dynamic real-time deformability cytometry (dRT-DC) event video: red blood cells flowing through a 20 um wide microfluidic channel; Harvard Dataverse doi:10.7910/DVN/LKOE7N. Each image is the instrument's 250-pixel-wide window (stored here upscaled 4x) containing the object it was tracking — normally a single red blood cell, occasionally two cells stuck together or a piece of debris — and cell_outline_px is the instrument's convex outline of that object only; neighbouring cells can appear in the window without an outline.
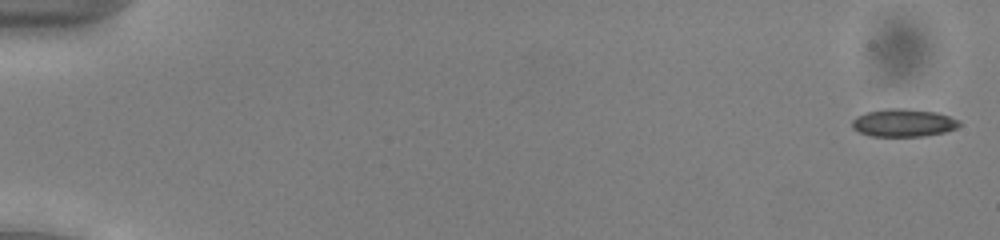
{"species": "common noctule bat (a hibernating species)", "species_latin": "Nyctalus noctula", "temperature_condition": "cold", "stored_images_in_passage": 54, "camera_frame_rate_fps": 3000, "um_per_image_px": 0.085, "animal": {"sex": "male", "body_mass_g": 13.0, "forearm_length_mm": 53.1}, "frame": {"image": 1, "passage_image": 2, "time_ms": 0.333, "image_size_px": [1000, 240], "cell_outline_px": [[960, 124], [956, 128], [944, 132], [924, 136], [872, 136], [860, 132], [852, 128], [852, 120], [856, 116], [868, 112], [884, 108], [904, 108], [936, 112], [960, 120]], "centroid_in_image_um": [76.78, 10.43], "position_along_channel_um": 8.2, "area_um2": 17.34}}
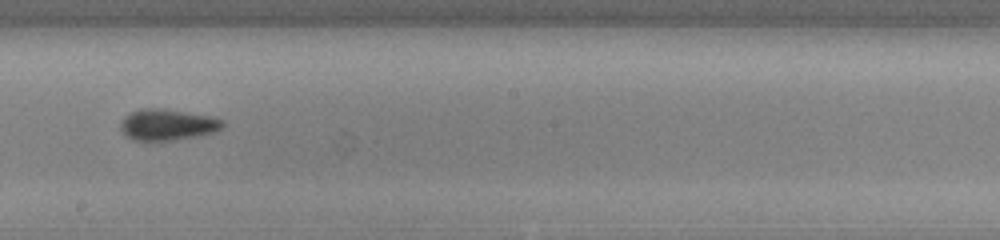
{"frame": {"image": 2, "passage_image": 32, "time_ms": 10.333, "image_size_px": [1000, 240], "cell_outline_px": [[224, 124], [220, 128], [212, 132], [196, 136], [176, 140], [152, 144], [132, 140], [124, 136], [120, 128], [120, 120], [124, 116], [140, 108], [156, 108], [208, 116], [224, 120]], "centroid_in_image_um": [14.11, 10.65], "position_along_channel_um": 234.1, "area_um2": 18.96}}
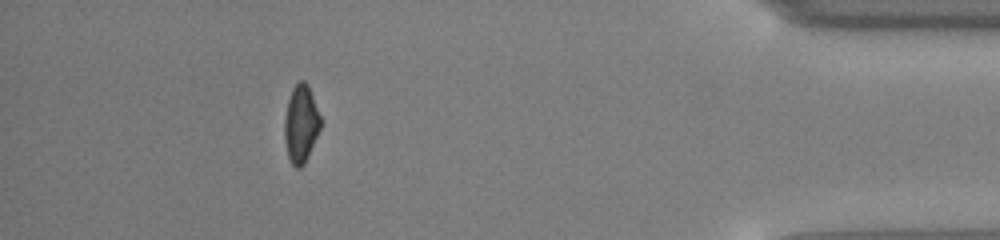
{"frame": {"image": 3, "passage_image": 49, "time_ms": 16.0, "image_size_px": [1000, 240], "cell_outline_px": [[320, 128], [308, 156], [304, 164], [300, 168], [296, 168], [292, 164], [288, 156], [284, 140], [284, 120], [288, 100], [292, 88], [300, 80], [304, 80], [308, 84], [320, 116]], "centroid_in_image_um": [25.56, 10.52], "position_along_channel_um": 409.6, "area_um2": 16.18}, "authors_computed_cell_mechanics": {"area_um2": 17.4556, "velocity_mm_per_s": 3.9441, "shape_relaxation_time_tau1_ms": 4.0097, "shape_relaxation_time_tau2_ms": 1.8296, "deformation_change_tau1": 0.0757, "deformation_change_tau2": 0.0448}}